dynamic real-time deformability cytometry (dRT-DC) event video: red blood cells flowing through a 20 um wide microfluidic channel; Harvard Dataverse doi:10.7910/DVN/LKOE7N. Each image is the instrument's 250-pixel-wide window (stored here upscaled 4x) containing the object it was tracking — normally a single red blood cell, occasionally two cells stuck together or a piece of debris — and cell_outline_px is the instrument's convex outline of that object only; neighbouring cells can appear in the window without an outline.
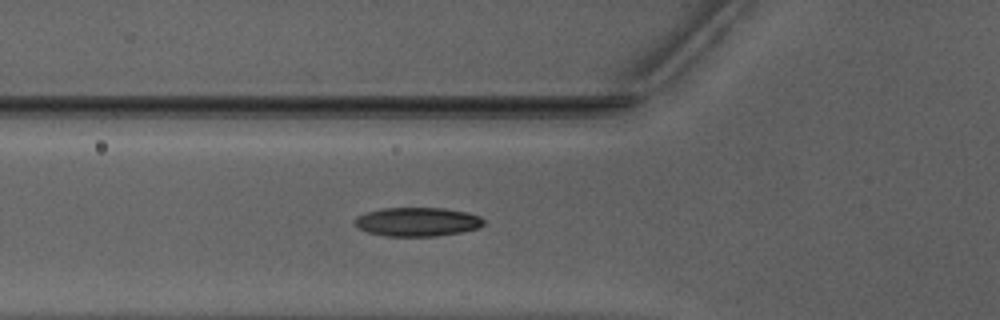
{"species": "Egyptian fruit bat (a non-hibernating species)", "species_latin": "Rousettus aegyptiacus", "temperature_condition": "warm", "stored_images_in_passage": 36, "camera_frame_rate_fps": 3000, "um_per_image_px": 0.085, "animal": {"sex": "male"}, "frame": {"image": 1, "passage_image": 3, "time_ms": 0.667, "image_size_px": [1000, 320], "cell_outline_px": [[484, 224], [480, 228], [460, 232], [436, 236], [384, 236], [368, 232], [356, 228], [352, 224], [352, 220], [356, 216], [380, 208], [444, 208], [468, 212], [480, 216], [484, 220]], "centroid_in_image_um": [35.43, 18.85], "position_along_channel_um": 90.4, "area_um2": 22.02}}
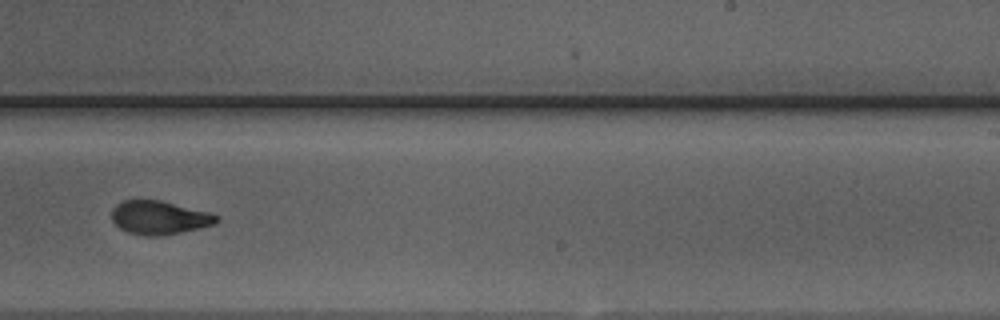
{"frame": {"image": 2, "passage_image": 17, "time_ms": 5.333, "image_size_px": [1000, 320], "cell_outline_px": [[220, 220], [216, 224], [200, 228], [180, 232], [156, 236], [148, 236], [128, 232], [120, 228], [112, 220], [112, 208], [116, 204], [124, 200], [160, 200], [208, 212], [220, 216]], "centroid_in_image_um": [13.55, 18.49], "position_along_channel_um": 275.4, "area_um2": 20.4}}
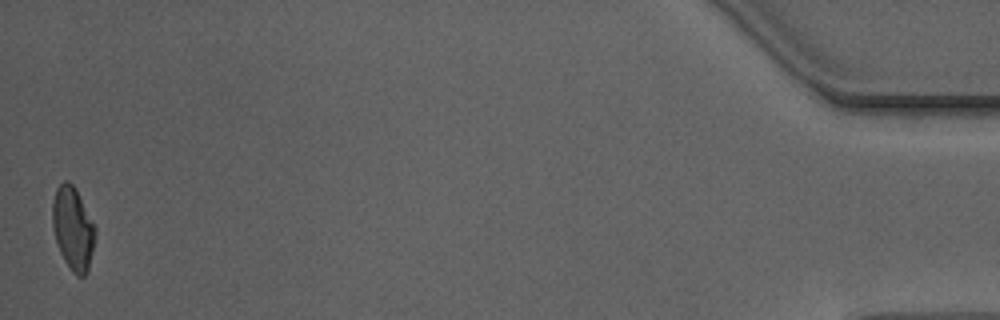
{"frame": {"image": 3, "passage_image": 36, "time_ms": 11.667, "image_size_px": [1000, 320], "cell_outline_px": [[96, 232], [88, 272], [84, 276], [76, 276], [72, 272], [64, 260], [60, 252], [56, 240], [52, 224], [52, 204], [56, 188], [64, 180], [68, 180], [76, 188], [96, 228]], "centroid_in_image_um": [6.2, 19.41], "position_along_channel_um": 429.0, "area_um2": 20.75}, "authors_computed_cell_mechanics": {"area_um2": 20.8947, "velocity_mm_per_s": 3.9722, "shape_relaxation_time_tau1_ms": 3.689, "shape_relaxation_time_tau2_ms": 1.8662, "deformation_change_tau1": 0.1483, "deformation_change_tau2": 0.0777}}